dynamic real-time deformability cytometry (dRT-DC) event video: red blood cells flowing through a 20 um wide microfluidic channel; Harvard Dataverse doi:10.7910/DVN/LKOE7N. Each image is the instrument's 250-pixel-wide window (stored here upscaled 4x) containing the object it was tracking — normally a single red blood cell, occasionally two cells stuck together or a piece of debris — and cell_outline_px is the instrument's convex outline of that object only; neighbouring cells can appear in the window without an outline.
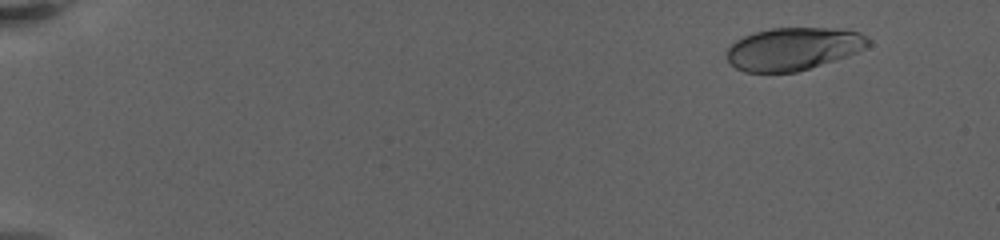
{"species": "human", "species_latin": "Homo sapiens", "temperature_condition": "warm", "stored_images_in_passage": 61, "camera_frame_rate_fps": 3000, "um_per_image_px": 0.085, "donor": {"sex": "female"}, "frame": {"image": 1, "passage_image": 5, "time_ms": 2.0, "image_size_px": [1000, 240], "cell_outline_px": [[872, 44], [856, 52], [796, 72], [744, 72], [736, 68], [728, 60], [728, 48], [736, 40], [744, 36], [756, 32], [772, 28], [844, 28], [860, 32], [868, 36], [872, 40]], "centroid_in_image_um": [67.47, 4.13], "position_along_channel_um": 17.5, "area_um2": 34.97}}
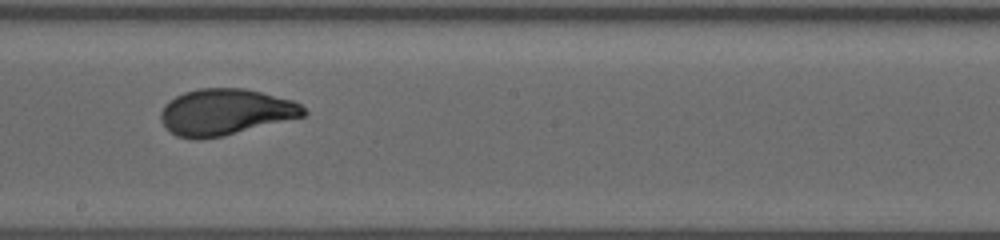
{"frame": {"image": 2, "passage_image": 35, "time_ms": 13.0, "image_size_px": [1000, 240], "cell_outline_px": [[308, 112], [304, 116], [224, 136], [176, 136], [160, 120], [160, 112], [164, 104], [176, 96], [184, 92], [200, 88], [244, 88], [292, 100], [300, 104]], "centroid_in_image_um": [19.18, 9.49], "position_along_channel_um": 229.0, "area_um2": 37.74}}
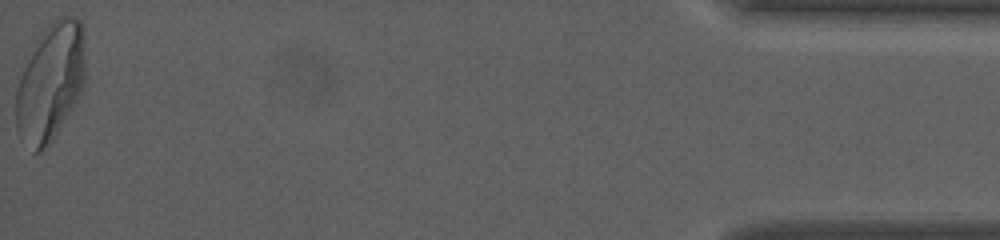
{"frame": {"image": 3, "passage_image": 61, "time_ms": 21.667, "image_size_px": [1000, 240], "cell_outline_px": [[84, 88], [80, 96], [56, 132], [44, 148], [40, 152], [32, 152], [20, 140], [16, 128], [16, 92], [24, 68], [32, 52], [44, 32], [60, 16], [76, 16], [84, 24]], "centroid_in_image_um": [4.31, 7.02], "position_along_channel_um": 430.9, "area_um2": 46.7}, "authors_computed_cell_mechanics": {"area_um2": 38.0902, "velocity_mm_per_s": 3.2854, "shape_relaxation_time_tau1_ms": 7.7449, "shape_relaxation_time_tau2_ms": null, "deformation_change_tau1": 0.2405, "deformation_change_tau2": null}}